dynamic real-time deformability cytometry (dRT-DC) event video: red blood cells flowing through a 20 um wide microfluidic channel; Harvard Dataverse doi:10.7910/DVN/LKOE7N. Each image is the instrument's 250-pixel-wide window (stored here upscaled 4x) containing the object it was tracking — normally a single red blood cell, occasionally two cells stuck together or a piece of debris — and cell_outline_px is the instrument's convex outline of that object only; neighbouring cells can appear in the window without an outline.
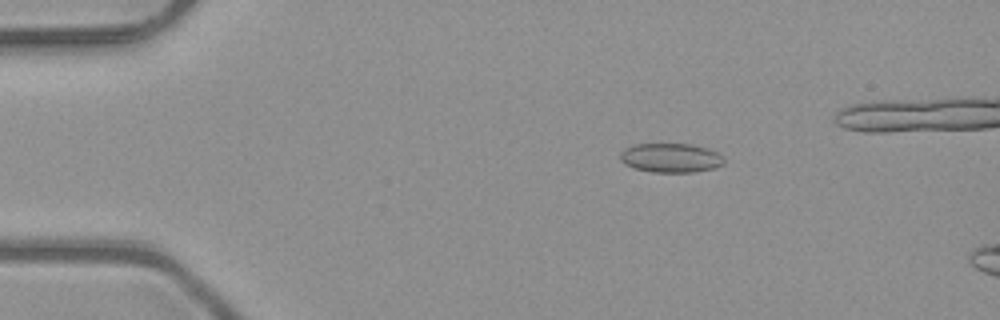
{"species": "common noctule bat (a hibernating species)", "species_latin": "Nyctalus noctula", "temperature_condition": "room temperature", "stored_images_in_passage": 5, "camera_frame_rate_fps": 3000, "um_per_image_px": 0.085, "animal": {"sex": "male", "body_mass_g": 23.1, "forearm_length_mm": 52.7}, "frame": {"image": 1, "passage_image": 3, "time_ms": 0.667, "image_size_px": [1000, 320], "cell_outline_px": [[724, 164], [716, 168], [692, 172], [652, 172], [632, 168], [624, 164], [620, 160], [620, 152], [624, 148], [632, 144], [688, 144], [708, 148], [716, 152], [724, 160]], "centroid_in_image_um": [56.97, 13.42], "position_along_channel_um": 28.0, "area_um2": 17.8}}